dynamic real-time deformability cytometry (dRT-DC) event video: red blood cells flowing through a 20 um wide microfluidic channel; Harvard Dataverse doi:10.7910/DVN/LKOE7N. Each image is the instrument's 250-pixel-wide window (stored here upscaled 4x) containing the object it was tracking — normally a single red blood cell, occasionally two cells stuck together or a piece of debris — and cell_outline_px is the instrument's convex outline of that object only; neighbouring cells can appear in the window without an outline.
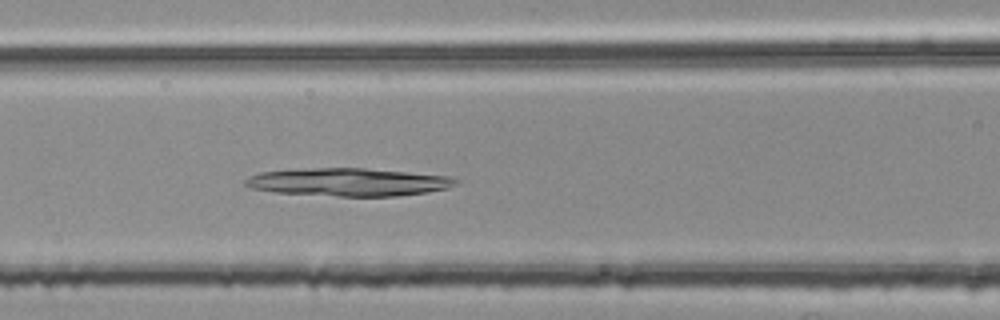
{"species": "common noctule bat (a hibernating species)", "species_latin": "Nyctalus noctula", "temperature_condition": "room temperature", "stored_images_in_passage": 40, "camera_frame_rate_fps": 3000, "um_per_image_px": 0.085, "animal": {"sex": "female", "body_mass_g": 25.1}, "frame": {"image": 1, "passage_image": 11, "time_ms": 3.333, "image_size_px": [1000, 320], "cell_outline_px": [[460, 180], [456, 184], [448, 188], [428, 192], [396, 196], [336, 196], [276, 192], [252, 188], [244, 184], [244, 180], [248, 176], [260, 172], [292, 168], [364, 168], [456, 176]], "centroid_in_image_um": [29.65, 15.46], "position_along_channel_um": 137.0, "area_um2": 34.68}}
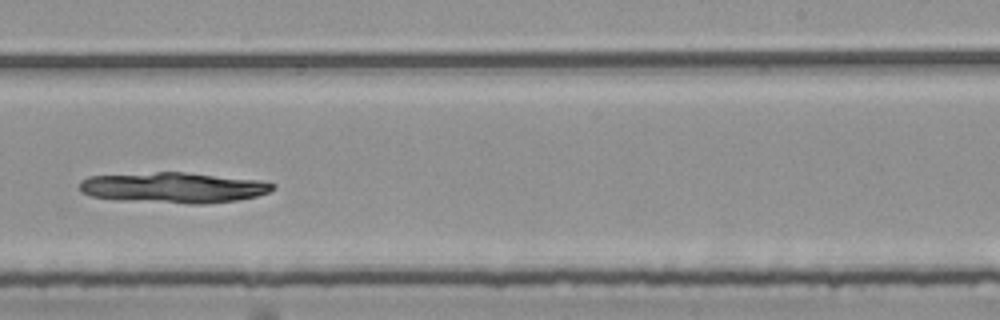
{"frame": {"image": 2, "passage_image": 22, "time_ms": 7.0, "image_size_px": [1000, 320], "cell_outline_px": [[276, 188], [268, 192], [256, 196], [236, 200], [204, 204], [188, 204], [120, 200], [92, 196], [80, 192], [80, 180], [88, 176], [156, 172], [184, 172], [264, 180], [276, 184]], "centroid_in_image_um": [14.77, 15.94], "position_along_channel_um": 274.2, "area_um2": 34.74}}
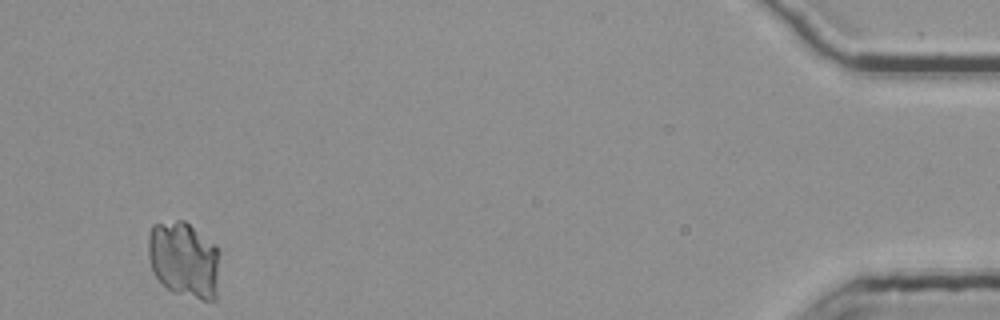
{"frame": {"image": 3, "passage_image": 40, "time_ms": 13.0, "image_size_px": [1000, 320], "cell_outline_px": [[220, 252], [216, 300], [200, 300], [172, 292], [152, 272], [148, 256], [148, 236], [152, 224], [176, 220], [184, 220], [216, 244]], "centroid_in_image_um": [15.66, 22.06], "position_along_channel_um": 419.5, "area_um2": 32.25}}